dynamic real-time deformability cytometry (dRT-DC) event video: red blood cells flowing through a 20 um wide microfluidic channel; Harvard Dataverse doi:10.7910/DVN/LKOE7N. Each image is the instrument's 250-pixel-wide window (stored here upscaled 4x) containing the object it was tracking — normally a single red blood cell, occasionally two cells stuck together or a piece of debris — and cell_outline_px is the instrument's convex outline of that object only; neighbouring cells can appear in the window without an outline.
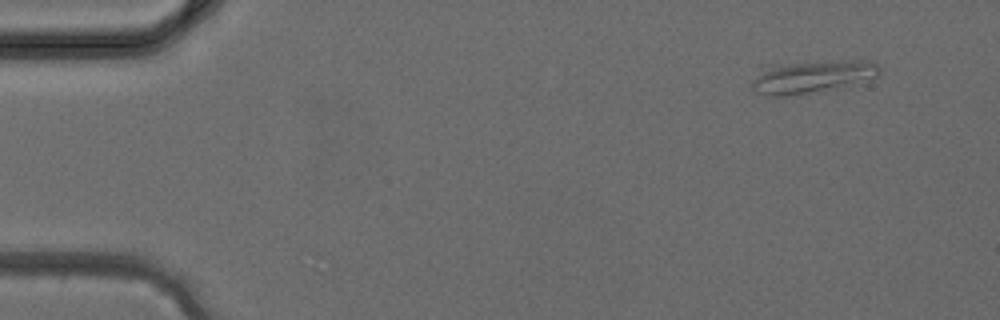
{"species": "common noctule bat (a hibernating species)", "species_latin": "Nyctalus noctula", "temperature_condition": "cold", "stored_images_in_passage": 36, "camera_frame_rate_fps": 3000, "um_per_image_px": 0.085, "animal": {"sex": "female", "body_mass_g": 24.6, "forearm_length_mm": 56.2}, "frame": {"image": 1, "passage_image": 1, "time_ms": 0.0, "image_size_px": [1000, 320], "cell_outline_px": [[880, 72], [872, 80], [792, 96], [772, 96], [756, 92], [752, 88], [752, 80], [768, 64], [832, 60], [868, 60], [876, 64], [880, 68]], "centroid_in_image_um": [69.03, 6.5], "position_along_channel_um": 16.0, "area_um2": 24.51}}
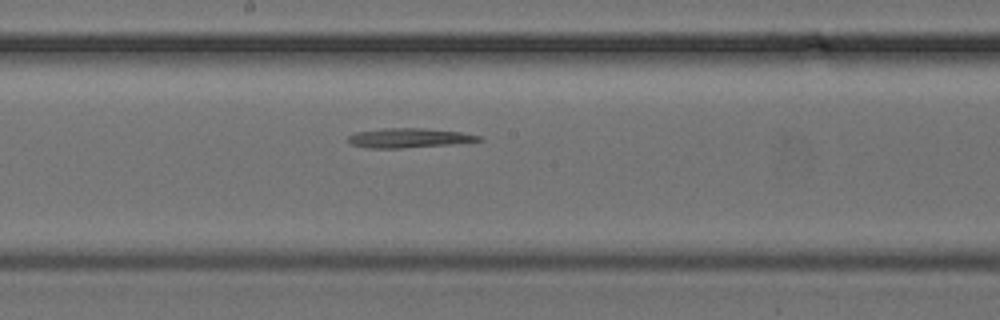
{"frame": {"image": 2, "passage_image": 18, "time_ms": 5.667, "image_size_px": [1000, 320], "cell_outline_px": [[484, 140], [452, 144], [404, 148], [368, 148], [348, 144], [348, 136], [356, 132], [384, 128], [420, 128], [460, 132], [480, 136]], "centroid_in_image_um": [34.71, 11.73], "position_along_channel_um": 213.5, "area_um2": 14.8}}
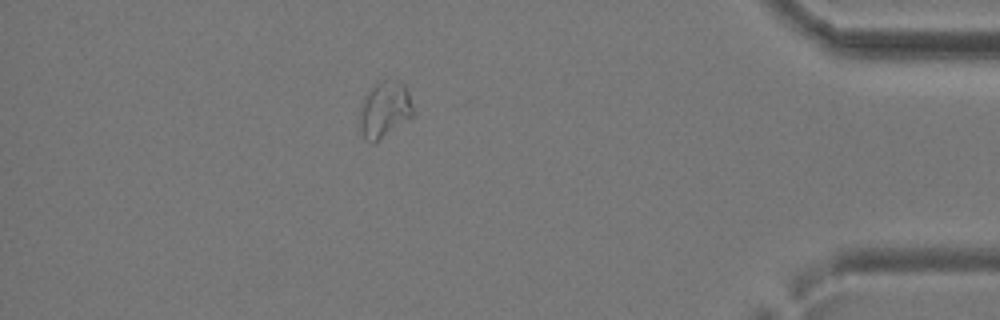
{"frame": {"image": 3, "passage_image": 31, "time_ms": 10.0, "image_size_px": [1000, 320], "cell_outline_px": [[412, 116], [372, 144], [360, 132], [360, 108], [364, 96], [376, 80], [388, 76], [404, 84], [408, 92], [412, 104]], "centroid_in_image_um": [32.66, 9.22], "position_along_channel_um": 402.5, "area_um2": 17.57}}